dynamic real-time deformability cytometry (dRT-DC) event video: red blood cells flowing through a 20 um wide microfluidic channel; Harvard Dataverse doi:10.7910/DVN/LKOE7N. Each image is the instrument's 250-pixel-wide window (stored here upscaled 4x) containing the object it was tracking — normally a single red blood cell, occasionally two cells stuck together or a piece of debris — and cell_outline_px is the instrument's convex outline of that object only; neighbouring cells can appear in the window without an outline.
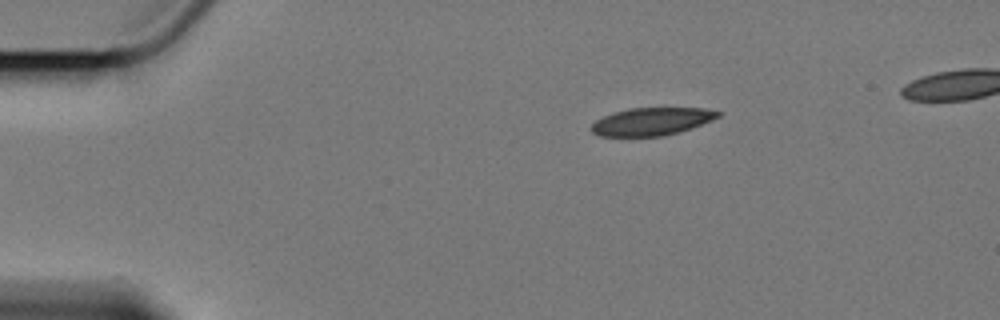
{"species": "Egyptian fruit bat (a non-hibernating species)", "species_latin": "Rousettus aegyptiacus", "temperature_condition": "cold", "stored_images_in_passage": 41, "camera_frame_rate_fps": 3000, "um_per_image_px": 0.085, "animal": {"sex": "female"}, "frame": {"image": 1, "passage_image": 1, "time_ms": 0.0, "image_size_px": [1000, 320], "cell_outline_px": [[720, 116], [700, 124], [676, 132], [660, 136], [600, 136], [592, 132], [592, 124], [596, 120], [612, 112], [628, 108], [704, 108], [720, 112]], "centroid_in_image_um": [55.33, 10.31], "position_along_channel_um": 29.7, "area_um2": 20.06}}
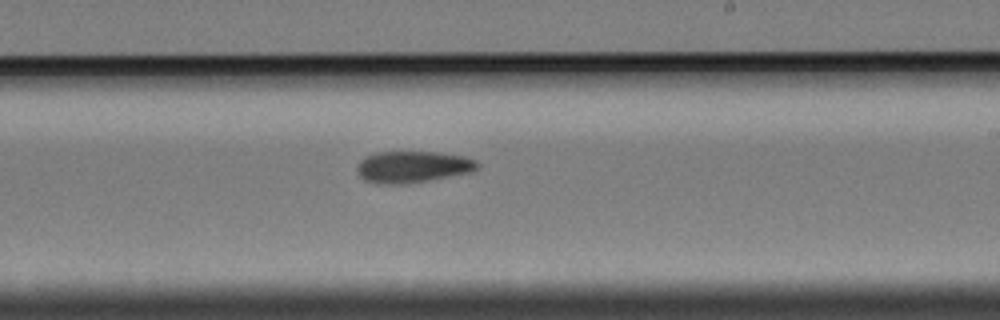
{"frame": {"image": 2, "passage_image": 26, "time_ms": 8.333, "image_size_px": [1000, 320], "cell_outline_px": [[480, 168], [468, 172], [428, 180], [404, 184], [376, 184], [364, 180], [360, 176], [356, 168], [360, 160], [376, 152], [436, 152], [464, 156], [476, 160], [480, 164]], "centroid_in_image_um": [35.06, 14.18], "position_along_channel_um": 253.9, "area_um2": 22.08}}
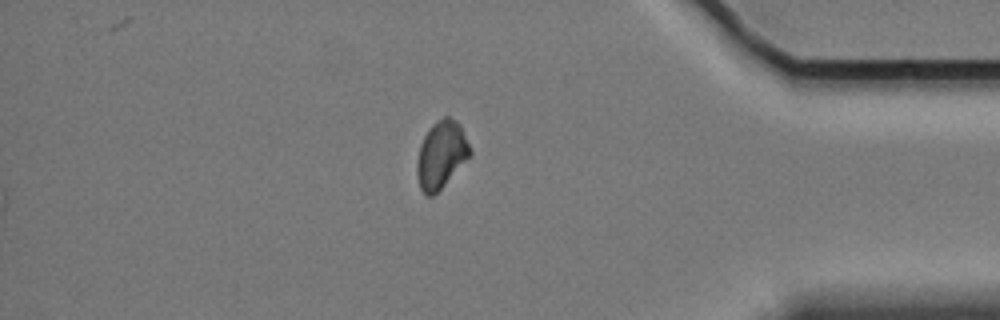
{"frame": {"image": 3, "passage_image": 41, "time_ms": 13.333, "image_size_px": [1000, 320], "cell_outline_px": [[472, 156], [432, 196], [428, 196], [420, 188], [416, 172], [416, 164], [420, 144], [428, 128], [432, 124], [444, 116], [448, 116], [460, 124], [472, 152]], "centroid_in_image_um": [37.51, 13.13], "position_along_channel_um": 397.7, "area_um2": 20.75}, "authors_computed_cell_mechanics": {"area_um2": 21.9062, "velocity_mm_per_s": 3.4089, "shape_relaxation_time_tau1_ms": 7.2174, "shape_relaxation_time_tau2_ms": null, "deformation_change_tau1": 0.1096, "deformation_change_tau2": null}}